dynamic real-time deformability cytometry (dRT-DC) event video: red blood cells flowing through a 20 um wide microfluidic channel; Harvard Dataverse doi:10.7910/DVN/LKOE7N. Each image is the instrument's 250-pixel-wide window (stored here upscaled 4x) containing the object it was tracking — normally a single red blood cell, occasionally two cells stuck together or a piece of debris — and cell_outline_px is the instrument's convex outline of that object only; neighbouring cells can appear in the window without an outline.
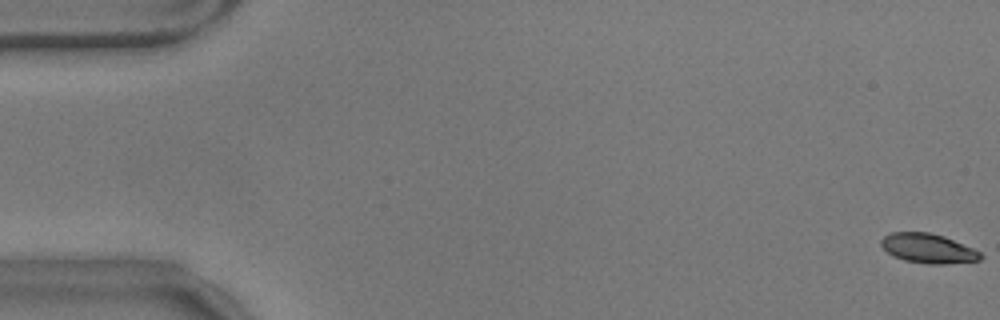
{"species": "common noctule bat (a hibernating species)", "species_latin": "Nyctalus noctula", "temperature_condition": "warm", "stored_images_in_passage": 58, "camera_frame_rate_fps": 3000, "um_per_image_px": 0.085, "animal": {"sex": "male", "body_mass_g": 17.9}, "frame": {"image": 1, "passage_image": 1, "time_ms": 0.0, "image_size_px": [1000, 320], "cell_outline_px": [[984, 256], [980, 260], [944, 264], [928, 264], [904, 260], [892, 256], [880, 244], [880, 240], [884, 236], [892, 232], [928, 232], [944, 236], [972, 248], [980, 252]], "centroid_in_image_um": [78.88, 21.11], "position_along_channel_um": 6.1, "area_um2": 17.05}}
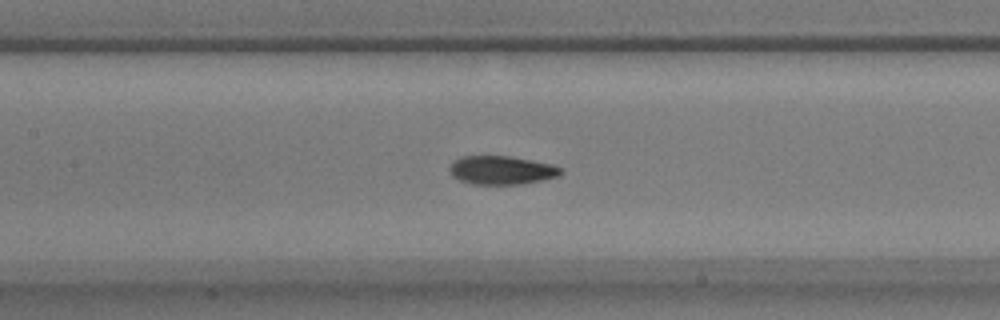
{"frame": {"image": 2, "passage_image": 27, "time_ms": 8.667, "image_size_px": [1000, 320], "cell_outline_px": [[564, 172], [556, 176], [540, 180], [520, 184], [472, 184], [460, 180], [452, 176], [448, 172], [448, 168], [460, 156], [508, 156], [552, 164], [564, 168]], "centroid_in_image_um": [42.62, 14.46], "position_along_channel_um": 164.8, "area_um2": 18.44}}
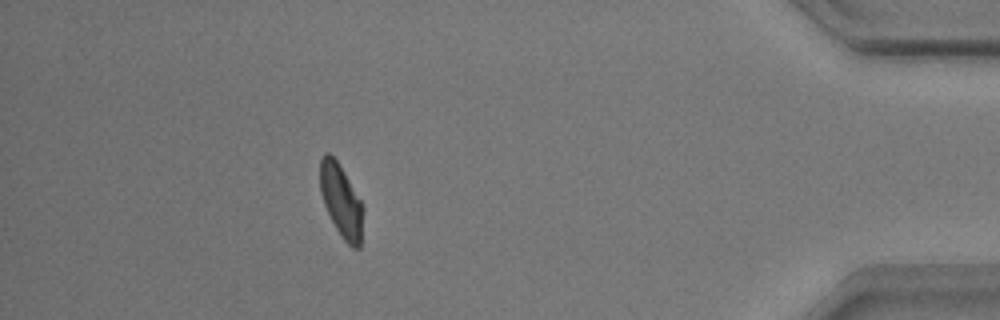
{"frame": {"image": 3, "passage_image": 52, "time_ms": 17.0, "image_size_px": [1000, 320], "cell_outline_px": [[364, 208], [360, 248], [352, 248], [344, 240], [336, 228], [324, 204], [320, 192], [320, 160], [324, 152], [328, 152], [336, 160], [364, 204]], "centroid_in_image_um": [29.02, 17.08], "position_along_channel_um": 406.2, "area_um2": 18.26}, "authors_computed_cell_mechanics": {"area_um2": 18.496, "velocity_mm_per_s": 3.516, "shape_relaxation_time_tau1_ms": 2.8535, "shape_relaxation_time_tau2_ms": 1.5827, "deformation_change_tau1": 0.139, "deformation_change_tau2": 0.0629}}